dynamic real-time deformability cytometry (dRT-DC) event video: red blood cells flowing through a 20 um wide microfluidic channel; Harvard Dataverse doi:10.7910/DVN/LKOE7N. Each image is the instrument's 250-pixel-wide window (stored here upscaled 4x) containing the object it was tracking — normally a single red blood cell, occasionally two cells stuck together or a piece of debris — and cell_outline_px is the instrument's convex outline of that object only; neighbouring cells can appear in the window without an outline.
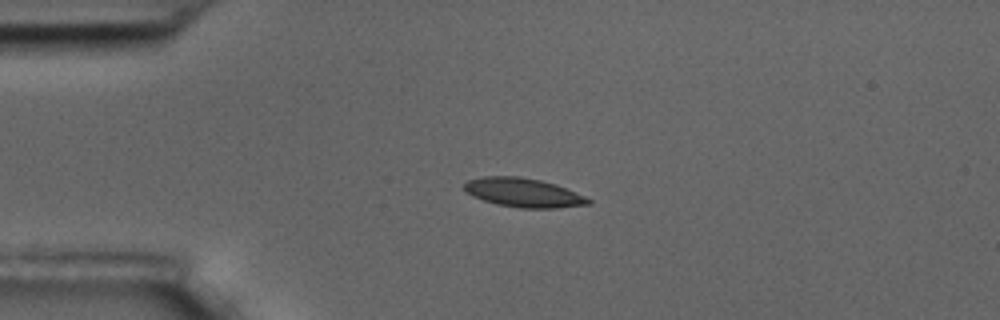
{"species": "common noctule bat (a hibernating species)", "species_latin": "Nyctalus noctula", "temperature_condition": "room temperature", "stored_images_in_passage": 45, "camera_frame_rate_fps": 3000, "um_per_image_px": 0.085, "animal": {"sex": "male", "body_mass_g": 17.5, "forearm_length_mm": 52.3}, "frame": {"image": 1, "passage_image": 1, "time_ms": 0.0, "image_size_px": [1000, 320], "cell_outline_px": [[592, 204], [556, 208], [520, 208], [496, 204], [472, 196], [464, 188], [464, 184], [468, 180], [480, 176], [520, 176], [540, 180], [556, 184], [584, 196], [592, 200]], "centroid_in_image_um": [44.49, 16.37], "position_along_channel_um": 40.5, "area_um2": 20.98}}
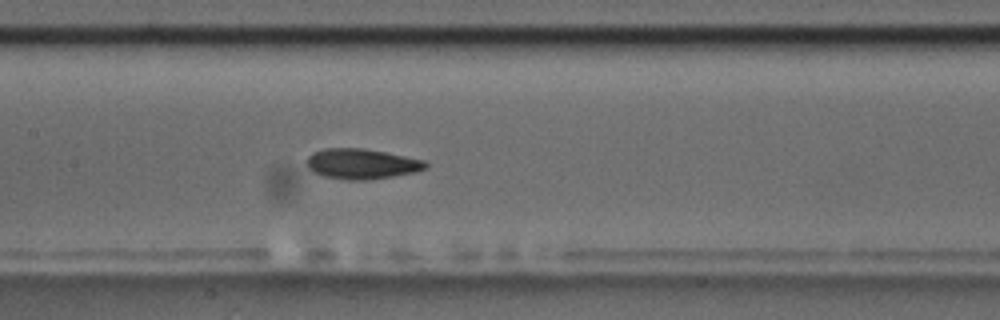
{"frame": {"image": 2, "passage_image": 15, "time_ms": 4.667, "image_size_px": [1000, 320], "cell_outline_px": [[428, 168], [416, 172], [368, 180], [348, 180], [324, 176], [312, 172], [308, 168], [308, 156], [312, 152], [324, 148], [364, 148], [424, 160], [428, 164]], "centroid_in_image_um": [30.74, 13.93], "position_along_channel_um": 176.7, "area_um2": 20.98}}
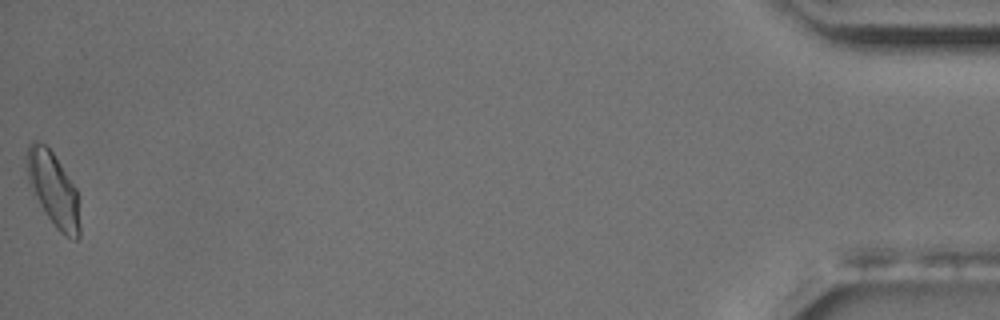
{"frame": {"image": 3, "passage_image": 45, "time_ms": 14.667, "image_size_px": [1000, 320], "cell_outline_px": [[80, 236], [76, 240], [64, 236], [56, 228], [40, 204], [28, 180], [24, 168], [24, 156], [28, 144], [32, 140], [40, 140], [52, 152], [76, 188], [80, 224]], "centroid_in_image_um": [4.49, 16.04], "position_along_channel_um": 430.7, "area_um2": 22.95}, "authors_computed_cell_mechanics": {"area_um2": 20.5768, "velocity_mm_per_s": 3.4964, "shape_relaxation_time_tau1_ms": 10.6744, "shape_relaxation_time_tau2_ms": 1.9453, "deformation_change_tau1": 0.2449, "deformation_change_tau2": 0.0693}}